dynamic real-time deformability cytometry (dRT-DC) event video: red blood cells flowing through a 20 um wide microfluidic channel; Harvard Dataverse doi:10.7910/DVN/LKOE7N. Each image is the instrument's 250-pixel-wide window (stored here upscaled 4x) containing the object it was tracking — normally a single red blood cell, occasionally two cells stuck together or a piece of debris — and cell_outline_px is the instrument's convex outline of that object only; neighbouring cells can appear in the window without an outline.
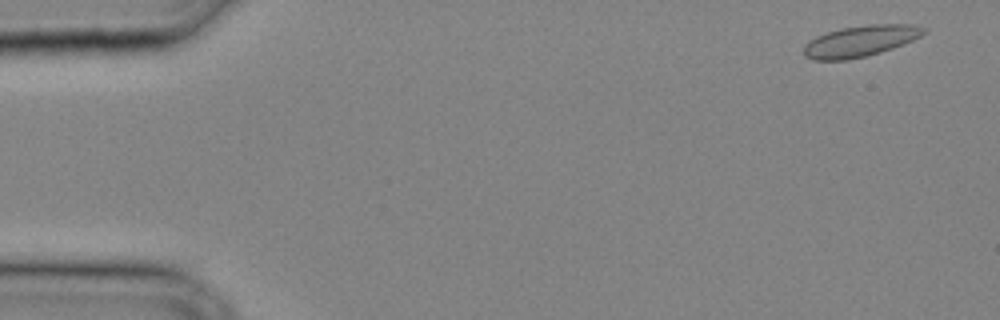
{"species": "common noctule bat (a hibernating species)", "species_latin": "Nyctalus noctula", "temperature_condition": "cold", "stored_images_in_passage": 8, "camera_frame_rate_fps": 3000, "um_per_image_px": 0.085, "animal": {"sex": "male", "body_mass_g": 20.4}, "frame": {"image": 1, "passage_image": 2, "time_ms": 0.333, "image_size_px": [1000, 320], "cell_outline_px": [[928, 32], [912, 40], [892, 48], [868, 56], [848, 60], [812, 60], [804, 56], [804, 44], [816, 36], [840, 28], [868, 24], [912, 24], [928, 28]], "centroid_in_image_um": [73.14, 3.49], "position_along_channel_um": 11.9, "area_um2": 21.96}}